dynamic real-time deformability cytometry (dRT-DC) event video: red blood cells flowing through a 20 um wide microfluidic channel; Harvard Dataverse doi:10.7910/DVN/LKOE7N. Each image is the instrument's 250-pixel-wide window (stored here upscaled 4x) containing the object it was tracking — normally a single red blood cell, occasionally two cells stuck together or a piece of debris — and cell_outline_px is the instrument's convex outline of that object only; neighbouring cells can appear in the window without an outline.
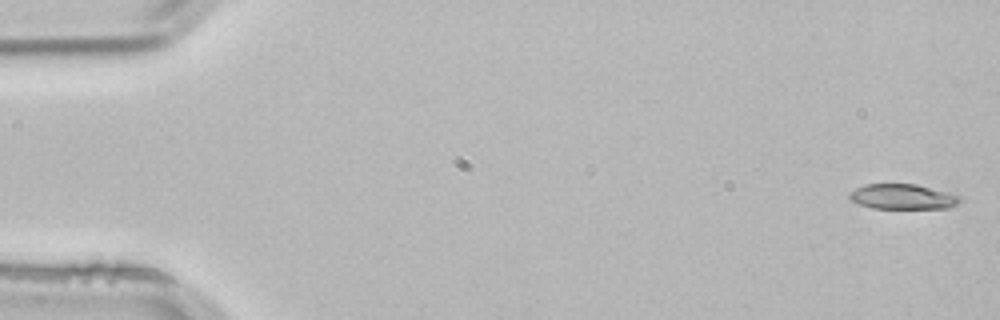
{"species": "common noctule bat (a hibernating species)", "species_latin": "Nyctalus noctula", "temperature_condition": "room temperature", "stored_images_in_passage": 54, "segment_of_instrument_passage": [1, 2], "camera_frame_rate_fps": 3000, "um_per_image_px": 0.085, "animal": {"sex": "male", "body_mass_g": 21.5, "forearm_length_mm": 52.0}, "frame": {"image": 1, "passage_image": 1, "time_ms": 0.0, "image_size_px": [1000, 320], "cell_outline_px": [[960, 200], [956, 204], [948, 208], [872, 208], [860, 204], [852, 200], [848, 196], [848, 192], [864, 184], [916, 184], [956, 192], [960, 196]], "centroid_in_image_um": [76.77, 16.7], "position_along_channel_um": 8.2, "area_um2": 16.42}}
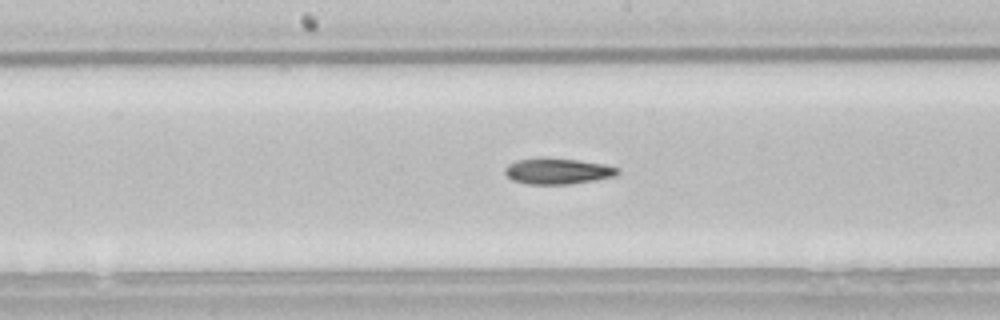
{"frame": {"image": 2, "passage_image": 27, "time_ms": 8.667, "image_size_px": [1000, 320], "cell_outline_px": [[620, 172], [616, 176], [596, 180], [572, 184], [528, 184], [512, 180], [504, 172], [504, 168], [508, 164], [516, 160], [540, 156], [580, 160], [604, 164], [620, 168]], "centroid_in_image_um": [47.4, 14.53], "position_along_channel_um": 200.8, "area_um2": 17.51}}
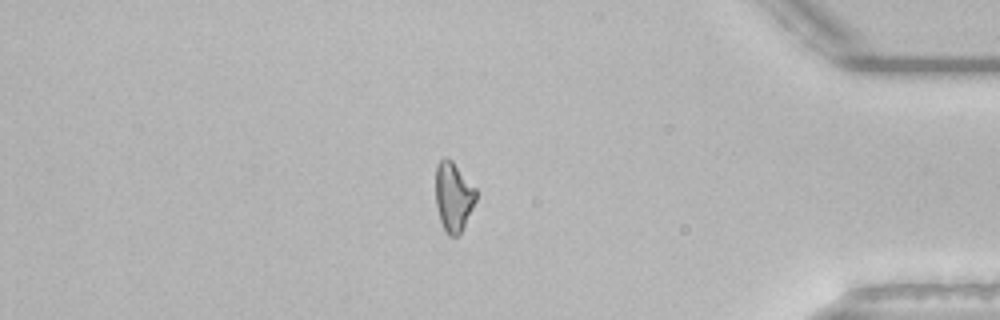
{"frame": {"image": 3, "passage_image": 45, "time_ms": 14.667, "image_size_px": [1000, 320], "cell_outline_px": [[476, 200], [460, 232], [456, 236], [448, 236], [440, 220], [436, 204], [436, 164], [444, 156], [452, 160], [476, 188]], "centroid_in_image_um": [38.53, 16.67], "position_along_channel_um": 396.7, "area_um2": 16.13}}